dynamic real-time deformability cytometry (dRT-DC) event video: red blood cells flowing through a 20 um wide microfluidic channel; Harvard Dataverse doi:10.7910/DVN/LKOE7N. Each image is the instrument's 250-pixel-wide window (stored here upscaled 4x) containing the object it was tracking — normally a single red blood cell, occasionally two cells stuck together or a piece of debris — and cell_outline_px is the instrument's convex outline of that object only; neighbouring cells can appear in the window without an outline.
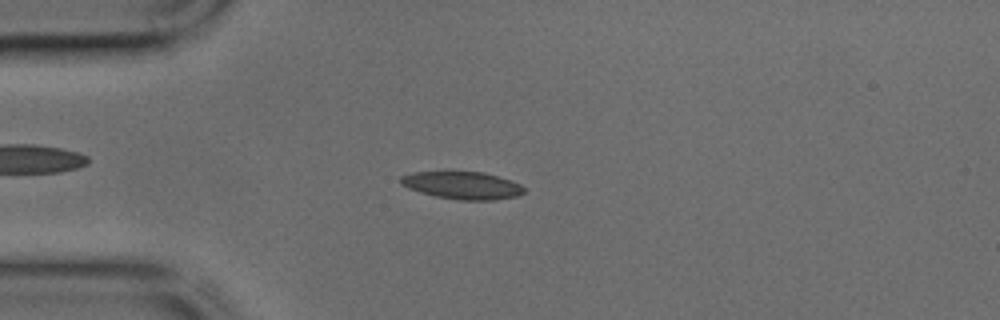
{"species": "common noctule bat (a hibernating species)", "species_latin": "Nyctalus noctula", "temperature_condition": "cold", "stored_images_in_passage": 43, "camera_frame_rate_fps": 3000, "um_per_image_px": 0.085, "animal": {"sex": "male", "body_mass_g": 17.9, "forearm_length_mm": 54.2}, "frame": {"image": 1, "passage_image": 10, "time_ms": 3.0, "image_size_px": [1000, 320], "cell_outline_px": [[524, 192], [516, 196], [492, 200], [460, 200], [436, 196], [420, 192], [408, 188], [400, 184], [400, 176], [412, 172], [484, 172], [520, 184], [524, 188]], "centroid_in_image_um": [39.26, 15.75], "position_along_channel_um": 45.7, "area_um2": 19.54}}
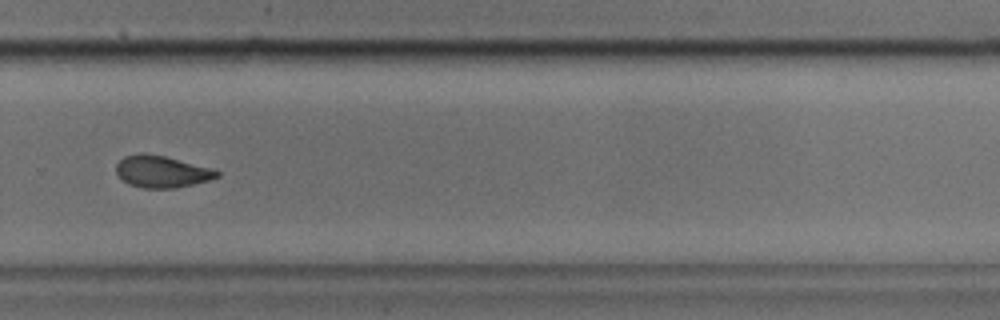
{"frame": {"image": 2, "passage_image": 29, "time_ms": 9.333, "image_size_px": [1000, 320], "cell_outline_px": [[220, 176], [208, 180], [176, 188], [144, 188], [128, 184], [116, 172], [116, 164], [124, 156], [140, 152], [144, 152], [164, 156], [216, 168], [220, 172]], "centroid_in_image_um": [13.78, 14.57], "position_along_channel_um": 316.0, "area_um2": 18.9}}
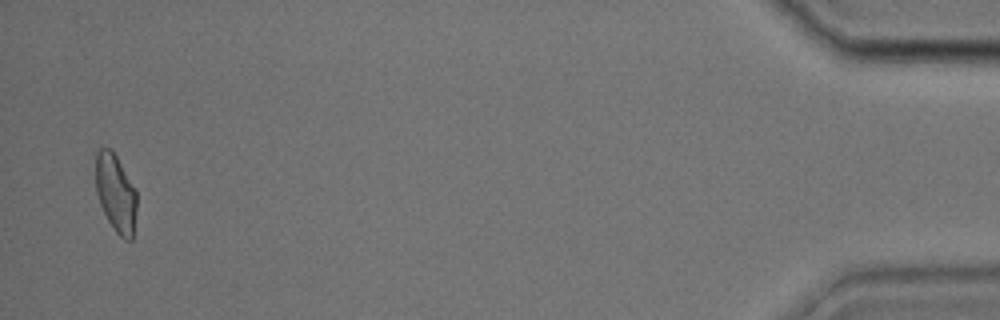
{"frame": {"image": 3, "passage_image": 42, "time_ms": 13.667, "image_size_px": [1000, 320], "cell_outline_px": [[136, 212], [132, 240], [124, 240], [116, 232], [108, 220], [100, 204], [96, 192], [96, 152], [100, 148], [112, 148], [136, 192]], "centroid_in_image_um": [9.83, 16.42], "position_along_channel_um": 425.4, "area_um2": 18.44}}